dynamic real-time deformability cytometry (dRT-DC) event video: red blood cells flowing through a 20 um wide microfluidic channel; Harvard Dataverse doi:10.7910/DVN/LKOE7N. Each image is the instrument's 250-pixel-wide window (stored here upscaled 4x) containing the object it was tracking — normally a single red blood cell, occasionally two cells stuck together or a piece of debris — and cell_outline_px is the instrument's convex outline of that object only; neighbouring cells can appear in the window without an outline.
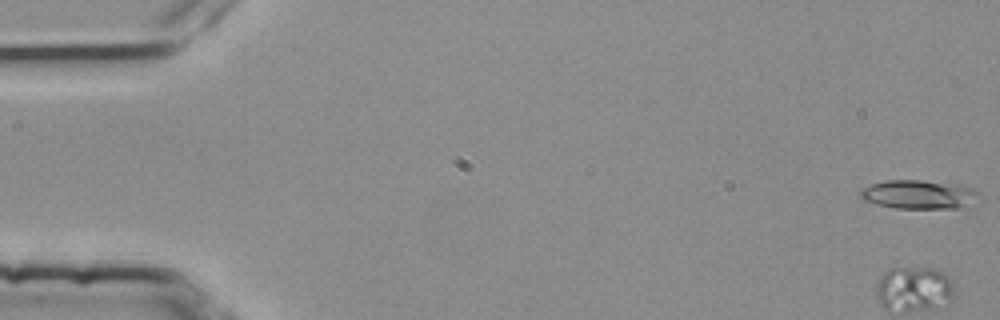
{"species": "common noctule bat (a hibernating species)", "species_latin": "Nyctalus noctula", "temperature_condition": "room temperature", "stored_images_in_passage": 55, "camera_frame_rate_fps": 3000, "um_per_image_px": 0.085, "animal": {"sex": "female", "body_mass_g": 25.1}, "frame": {"image": 1, "passage_image": 1, "time_ms": 0.0, "image_size_px": [1000, 320], "cell_outline_px": [[984, 200], [956, 208], [896, 208], [876, 204], [864, 200], [860, 196], [860, 188], [884, 180], [920, 180], [960, 184], [972, 188], [980, 192], [984, 196]], "centroid_in_image_um": [78.19, 16.52], "position_along_channel_um": 6.8, "area_um2": 20.4}}
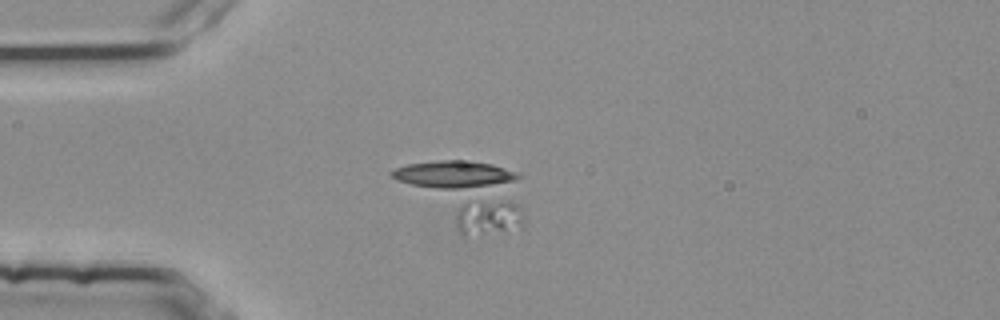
{"frame": {"image": 2, "passage_image": 15, "time_ms": 4.667, "image_size_px": [1000, 320], "cell_outline_px": [[524, 228], [464, 240], [456, 224], [456, 216], [460, 208], [468, 204], [508, 200], [520, 204], [524, 212]], "centroid_in_image_um": [41.6, 18.59], "position_along_channel_um": 43.4, "area_um2": 14.91}}
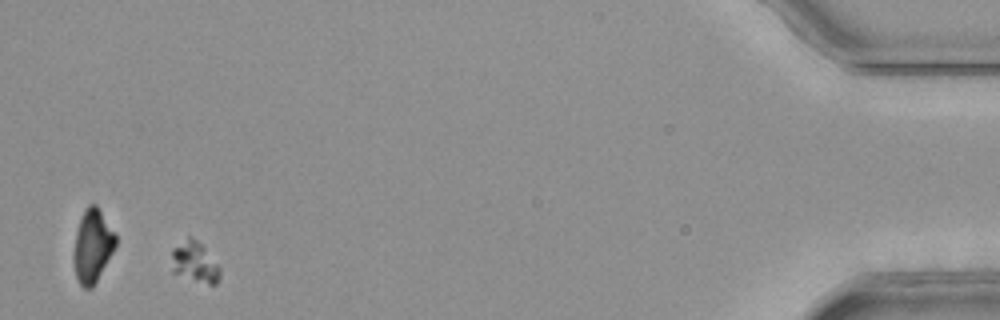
{"frame": {"image": 3, "passage_image": 54, "time_ms": 17.667, "image_size_px": [1000, 320], "cell_outline_px": [[220, 276], [216, 284], [208, 284], [172, 272], [172, 248], [188, 236], [196, 240], [204, 248], [220, 268]], "centroid_in_image_um": [16.53, 22.28], "position_along_channel_um": 418.7, "area_um2": 11.16}}